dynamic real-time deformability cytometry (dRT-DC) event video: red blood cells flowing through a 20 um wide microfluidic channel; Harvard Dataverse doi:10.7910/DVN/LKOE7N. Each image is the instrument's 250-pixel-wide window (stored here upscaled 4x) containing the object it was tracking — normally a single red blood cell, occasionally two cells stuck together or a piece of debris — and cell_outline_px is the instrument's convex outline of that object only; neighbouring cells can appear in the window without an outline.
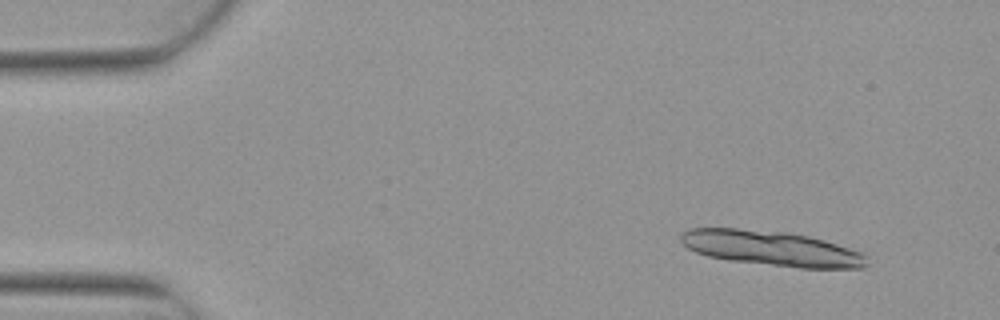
{"species": "Egyptian fruit bat (a non-hibernating species)", "species_latin": "Rousettus aegyptiacus", "temperature_condition": "warm", "stored_images_in_passage": 5, "camera_frame_rate_fps": 3000, "um_per_image_px": 0.085, "animal": {"sex": "female"}, "frame": {"image": 1, "passage_image": 2, "time_ms": 0.333, "image_size_px": [1000, 320], "cell_outline_px": [[868, 264], [864, 268], [800, 268], [728, 260], [708, 256], [696, 252], [688, 248], [680, 240], [680, 236], [684, 232], [692, 228], [736, 228], [784, 232], [808, 236], [824, 240], [864, 252], [868, 256]], "centroid_in_image_um": [65.64, 21.12], "position_along_channel_um": 19.4, "area_um2": 37.97}}